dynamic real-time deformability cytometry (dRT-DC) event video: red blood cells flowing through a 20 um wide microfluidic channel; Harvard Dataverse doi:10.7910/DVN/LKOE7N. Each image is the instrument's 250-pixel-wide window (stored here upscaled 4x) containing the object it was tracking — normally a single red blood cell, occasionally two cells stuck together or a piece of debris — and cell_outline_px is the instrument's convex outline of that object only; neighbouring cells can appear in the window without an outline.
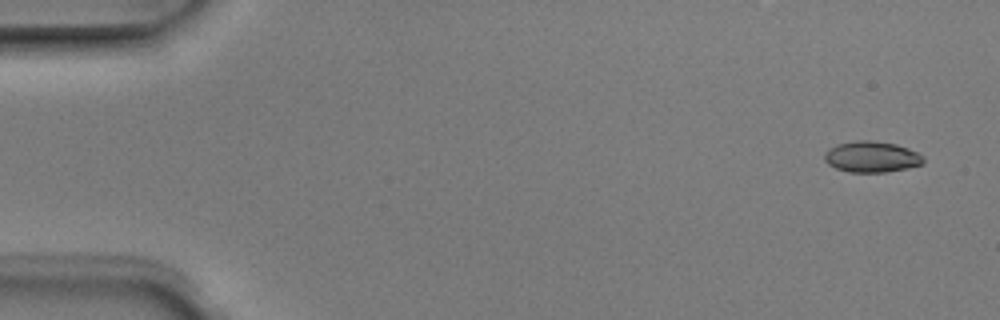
{"species": "Egyptian fruit bat (a non-hibernating species)", "species_latin": "Rousettus aegyptiacus", "temperature_condition": "room temperature", "stored_images_in_passage": 4, "camera_frame_rate_fps": 3000, "um_per_image_px": 0.085, "animal": {"sex": "male"}, "frame": {"image": 1, "passage_image": 1, "time_ms": 0.0, "image_size_px": [1000, 320], "cell_outline_px": [[924, 164], [908, 168], [888, 172], [848, 172], [836, 168], [828, 164], [824, 160], [824, 156], [828, 148], [836, 144], [856, 140], [872, 140], [896, 144], [908, 148], [924, 156]], "centroid_in_image_um": [74.09, 13.33], "position_along_channel_um": 10.9, "area_um2": 18.09}}